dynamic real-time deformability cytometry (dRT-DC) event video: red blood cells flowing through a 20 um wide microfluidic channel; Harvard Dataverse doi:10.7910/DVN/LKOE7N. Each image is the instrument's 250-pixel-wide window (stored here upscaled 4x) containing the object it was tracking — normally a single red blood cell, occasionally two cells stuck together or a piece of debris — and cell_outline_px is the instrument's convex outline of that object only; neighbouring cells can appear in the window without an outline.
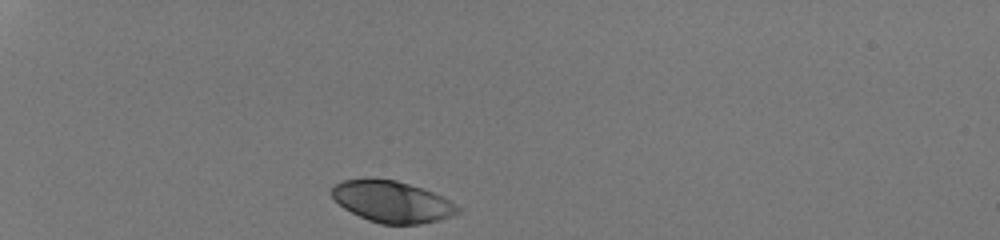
{"species": "human", "species_latin": "Homo sapiens", "temperature_condition": "room temperature", "stored_images_in_passage": 30, "camera_frame_rate_fps": 3000, "um_per_image_px": 0.085, "donor": {"sex": "male"}, "frame": {"image": 1, "passage_image": 1, "time_ms": 0.0, "image_size_px": [1000, 240], "cell_outline_px": [[460, 212], [440, 220], [420, 224], [380, 224], [368, 220], [344, 208], [332, 196], [332, 188], [336, 184], [344, 180], [396, 180], [432, 192], [456, 204], [460, 208]], "centroid_in_image_um": [33.36, 17.17], "position_along_channel_um": 51.6, "area_um2": 29.71}}
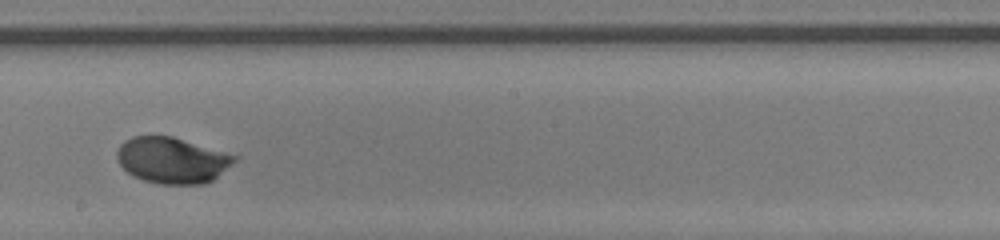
{"frame": {"image": 2, "passage_image": 18, "time_ms": 5.667, "image_size_px": [1000, 240], "cell_outline_px": [[240, 156], [236, 160], [212, 180], [204, 184], [160, 184], [144, 180], [132, 176], [116, 160], [116, 152], [120, 144], [124, 140], [132, 136], [172, 136]], "centroid_in_image_um": [14.61, 13.61], "position_along_channel_um": 233.6, "area_um2": 31.56}}
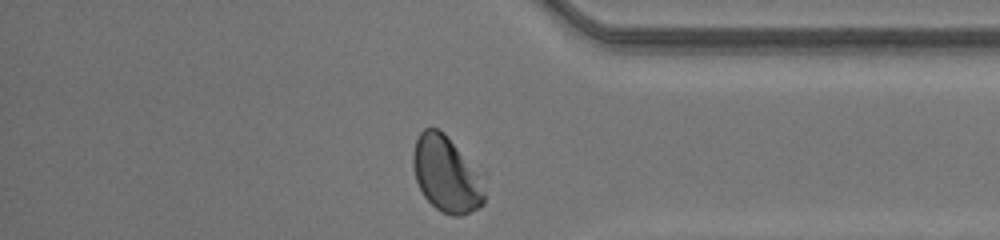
{"frame": {"image": 3, "passage_image": 30, "time_ms": 9.667, "image_size_px": [1000, 240], "cell_outline_px": [[484, 204], [460, 216], [452, 216], [436, 208], [424, 196], [416, 180], [412, 164], [412, 152], [416, 140], [420, 132], [424, 128], [436, 128], [444, 132], [484, 168]], "centroid_in_image_um": [38.02, 14.74], "position_along_channel_um": 397.2, "area_um2": 32.89}, "authors_computed_cell_mechanics": {"area_um2": 31.5588, "velocity_mm_per_s": 4.1984, "shape_relaxation_time_tau1_ms": 2.5968, "shape_relaxation_time_tau2_ms": null, "deformation_change_tau1": 0.1467, "deformation_change_tau2": null}}